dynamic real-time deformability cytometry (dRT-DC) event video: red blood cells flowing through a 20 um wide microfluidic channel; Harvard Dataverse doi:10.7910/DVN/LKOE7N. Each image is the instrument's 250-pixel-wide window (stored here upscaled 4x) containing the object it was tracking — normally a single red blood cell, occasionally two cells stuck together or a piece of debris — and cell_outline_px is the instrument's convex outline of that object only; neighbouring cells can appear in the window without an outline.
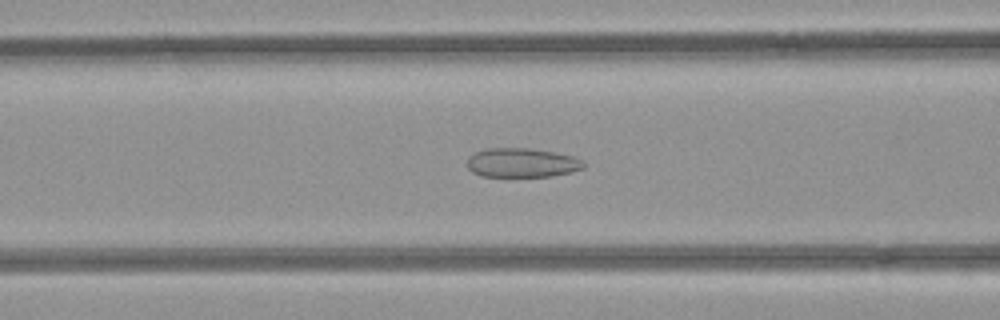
{"species": "common noctule bat (a hibernating species)", "species_latin": "Nyctalus noctula", "temperature_condition": "room temperature", "stored_images_in_passage": 53, "camera_frame_rate_fps": 3000, "um_per_image_px": 0.085, "animal": {"sex": "female", "body_mass_g": 21.9}, "frame": {"image": 1, "passage_image": 21, "time_ms": 6.667, "image_size_px": [1000, 320], "cell_outline_px": [[584, 168], [572, 172], [552, 176], [480, 176], [472, 172], [468, 168], [468, 156], [476, 152], [488, 148], [528, 148], [552, 152], [572, 156], [584, 160]], "centroid_in_image_um": [44.37, 13.83], "position_along_channel_um": 122.2, "area_um2": 19.77}}
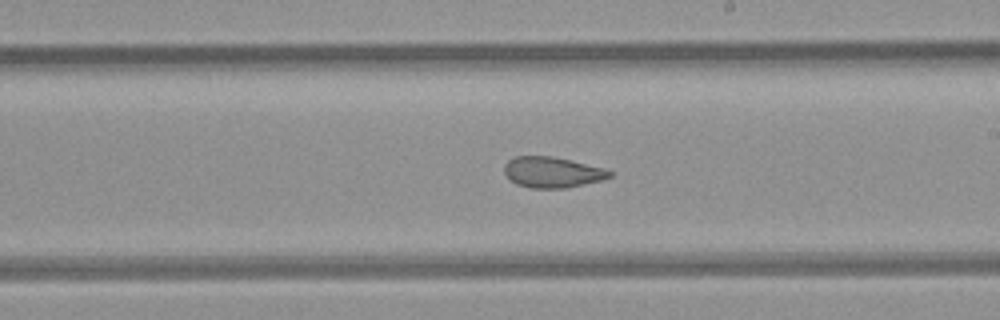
{"frame": {"image": 2, "passage_image": 30, "time_ms": 9.667, "image_size_px": [1000, 320], "cell_outline_px": [[612, 176], [600, 180], [568, 188], [532, 188], [516, 184], [504, 172], [504, 164], [508, 160], [516, 156], [552, 156], [572, 160], [604, 168], [612, 172]], "centroid_in_image_um": [46.94, 14.63], "position_along_channel_um": 242.1, "area_um2": 18.84}}
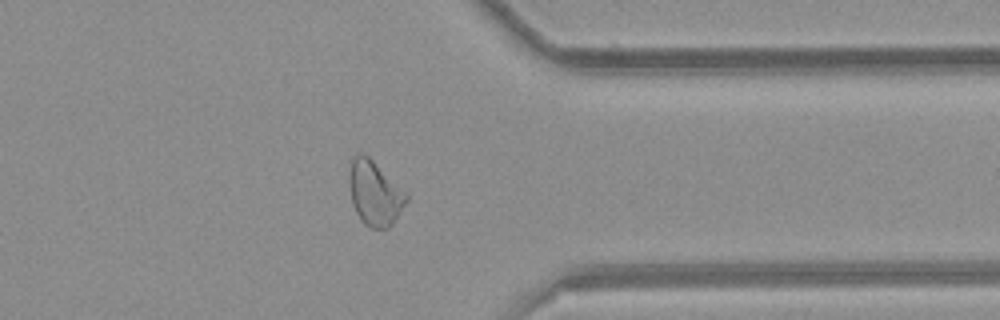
{"frame": {"image": 3, "passage_image": 41, "time_ms": 13.333, "image_size_px": [1000, 320], "cell_outline_px": [[408, 200], [392, 224], [388, 228], [372, 228], [364, 224], [360, 220], [352, 204], [352, 156], [360, 152], [368, 156], [408, 192]], "centroid_in_image_um": [31.92, 16.44], "position_along_channel_um": 379.5, "area_um2": 21.04}, "authors_computed_cell_mechanics": {"area_um2": 22.3108, "velocity_mm_per_s": 3.9897, "shape_relaxation_time_tau1_ms": null, "shape_relaxation_time_tau2_ms": 2.3965, "deformation_change_tau1": null, "deformation_change_tau2": 0.0755}}